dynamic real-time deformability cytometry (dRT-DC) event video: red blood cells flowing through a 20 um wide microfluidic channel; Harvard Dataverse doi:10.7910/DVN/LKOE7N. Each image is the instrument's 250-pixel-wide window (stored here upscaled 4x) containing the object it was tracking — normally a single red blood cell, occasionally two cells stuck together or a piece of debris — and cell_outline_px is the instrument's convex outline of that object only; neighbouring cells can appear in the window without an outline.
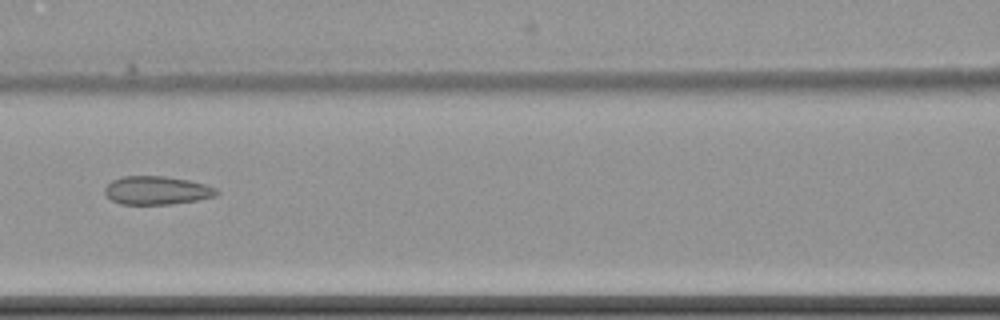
{"species": "common noctule bat (a hibernating species)", "species_latin": "Nyctalus noctula", "temperature_condition": "cold", "stored_images_in_passage": 6, "camera_frame_rate_fps": 3000, "um_per_image_px": 0.085, "animal": {"sex": "female", "body_mass_g": 22.7, "forearm_length_mm": 54.2}, "frame": {"image": 1, "passage_image": 6, "time_ms": 6.333, "image_size_px": [1000, 320], "cell_outline_px": [[220, 192], [216, 196], [196, 200], [172, 204], [120, 204], [112, 200], [104, 192], [104, 188], [112, 180], [124, 176], [164, 176], [188, 180], [204, 184], [216, 188]], "centroid_in_image_um": [13.33, 16.18], "position_along_channel_um": 153.3, "area_um2": 18.44}}